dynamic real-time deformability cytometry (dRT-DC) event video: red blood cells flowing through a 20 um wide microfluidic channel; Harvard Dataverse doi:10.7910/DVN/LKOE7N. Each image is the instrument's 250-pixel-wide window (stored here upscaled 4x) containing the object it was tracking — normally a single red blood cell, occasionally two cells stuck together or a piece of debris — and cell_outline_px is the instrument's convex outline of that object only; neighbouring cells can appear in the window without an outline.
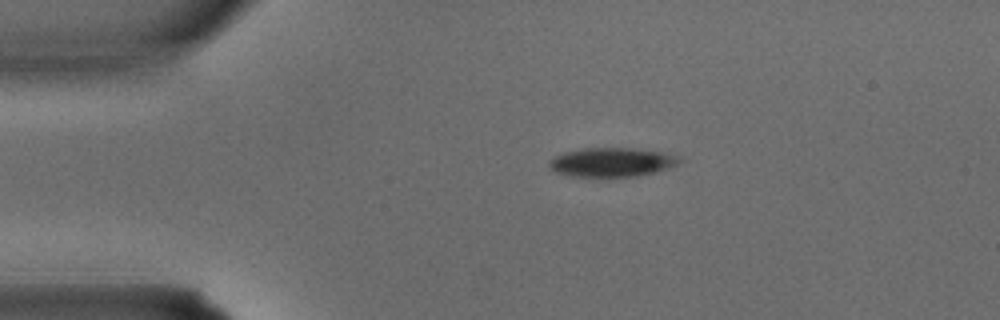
{"species": "common noctule bat (a hibernating species)", "species_latin": "Nyctalus noctula", "temperature_condition": "warm", "stored_images_in_passage": 3, "camera_frame_rate_fps": 3000, "um_per_image_px": 0.085, "animal": {"sex": "male", "body_mass_g": 15.6}, "frame": {"image": 1, "passage_image": 3, "time_ms": 0.667, "image_size_px": [1000, 320], "cell_outline_px": [[680, 164], [656, 172], [636, 176], [568, 176], [556, 172], [548, 168], [548, 160], [564, 152], [584, 148], [636, 148], [664, 152], [676, 156], [680, 160]], "centroid_in_image_um": [51.98, 13.78], "position_along_channel_um": 33.0, "area_um2": 22.08}}